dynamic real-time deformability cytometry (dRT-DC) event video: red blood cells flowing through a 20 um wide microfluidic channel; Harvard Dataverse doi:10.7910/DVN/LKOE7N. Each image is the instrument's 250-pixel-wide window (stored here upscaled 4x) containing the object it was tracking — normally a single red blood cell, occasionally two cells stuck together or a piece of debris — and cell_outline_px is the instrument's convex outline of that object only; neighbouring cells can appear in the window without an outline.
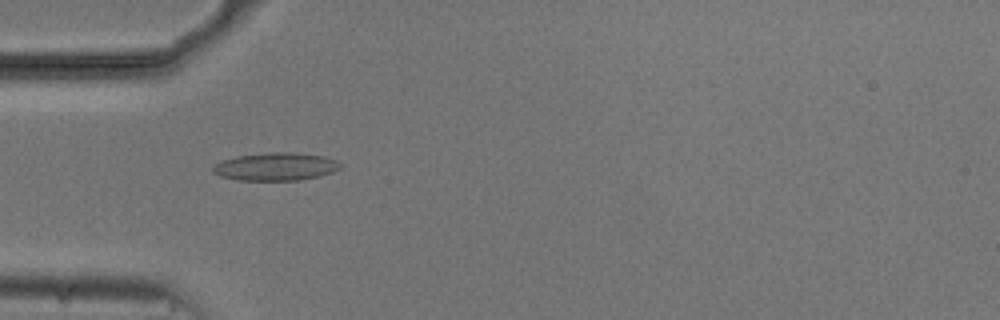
{"species": "common noctule bat (a hibernating species)", "species_latin": "Nyctalus noctula", "temperature_condition": "cold", "stored_images_in_passage": 33, "camera_frame_rate_fps": 3000, "um_per_image_px": 0.085, "animal": {"sex": "male", "body_mass_g": 20.5, "forearm_length_mm": 52.5}, "frame": {"image": 1, "passage_image": 2, "time_ms": 0.333, "image_size_px": [1000, 320], "cell_outline_px": [[344, 164], [340, 168], [332, 172], [320, 176], [300, 180], [240, 180], [220, 176], [212, 172], [212, 164], [236, 156], [272, 152], [296, 152], [324, 156], [336, 160]], "centroid_in_image_um": [23.45, 14.16], "position_along_channel_um": 61.5, "area_um2": 20.87}}
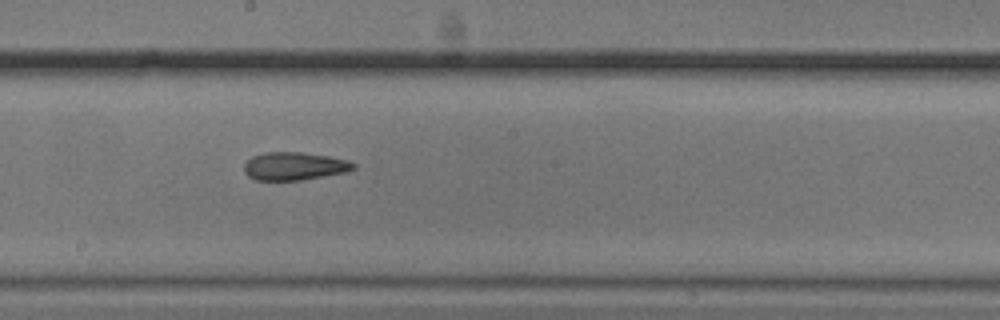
{"frame": {"image": 2, "passage_image": 15, "time_ms": 4.667, "image_size_px": [1000, 320], "cell_outline_px": [[356, 168], [348, 172], [300, 180], [256, 180], [248, 176], [244, 172], [244, 164], [252, 156], [264, 152], [300, 152], [328, 156], [348, 160], [356, 164]], "centroid_in_image_um": [25.03, 14.12], "position_along_channel_um": 223.2, "area_um2": 17.92}}
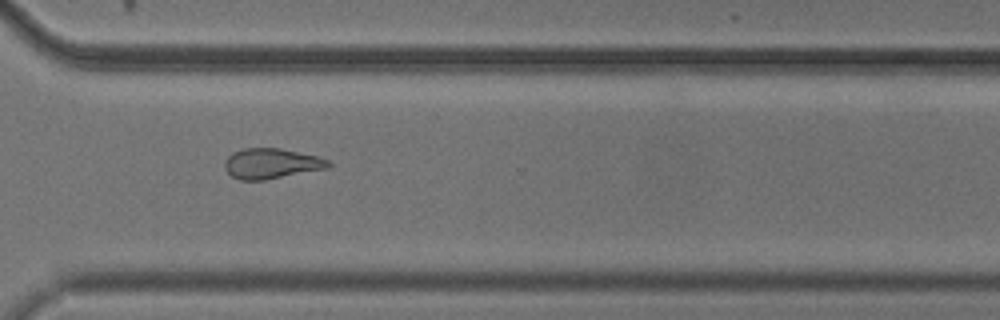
{"frame": {"image": 3, "passage_image": 25, "time_ms": 8.0, "image_size_px": [1000, 320], "cell_outline_px": [[332, 164], [328, 168], [264, 180], [240, 180], [232, 176], [224, 168], [224, 160], [232, 152], [244, 148], [280, 148], [316, 156], [328, 160]], "centroid_in_image_um": [23.03, 13.9], "position_along_channel_um": 347.6, "area_um2": 18.26}, "authors_computed_cell_mechanics": {"area_um2": 18.1492, "velocity_mm_per_s": 3.7495, "shape_relaxation_time_tau1_ms": null, "shape_relaxation_time_tau2_ms": 6.3209, "deformation_change_tau1": null, "deformation_change_tau2": 0.163}}